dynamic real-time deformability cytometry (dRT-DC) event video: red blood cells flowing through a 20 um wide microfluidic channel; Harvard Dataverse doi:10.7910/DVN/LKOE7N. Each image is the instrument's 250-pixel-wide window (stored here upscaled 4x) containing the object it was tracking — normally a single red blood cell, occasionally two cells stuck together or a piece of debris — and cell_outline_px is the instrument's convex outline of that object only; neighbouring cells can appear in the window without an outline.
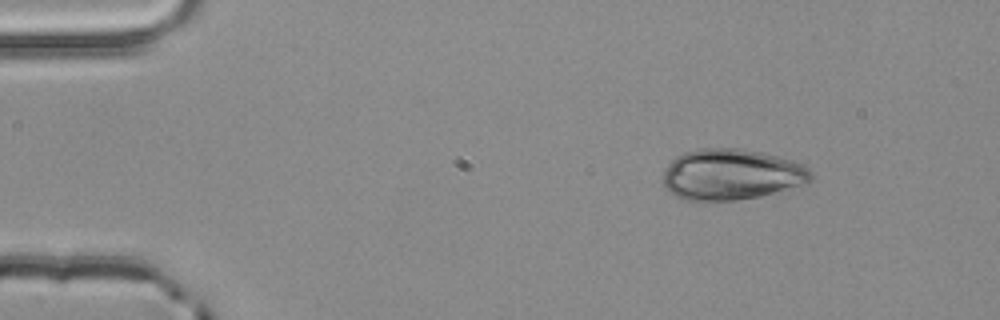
{"species": "common noctule bat (a hibernating species)", "species_latin": "Nyctalus noctula", "temperature_condition": "room temperature", "stored_images_in_passage": 3, "camera_frame_rate_fps": 3000, "um_per_image_px": 0.085, "animal": {"sex": "male", "body_mass_g": 20.4}, "frame": {"image": 1, "passage_image": 1, "time_ms": 0.0, "image_size_px": [1000, 320], "cell_outline_px": [[812, 180], [808, 184], [760, 196], [736, 200], [684, 200], [676, 196], [664, 188], [664, 168], [676, 156], [684, 152], [700, 148], [740, 148], [760, 152], [792, 160], [808, 168], [812, 172]], "centroid_in_image_um": [62.17, 14.83], "position_along_channel_um": 22.8, "area_um2": 44.04}}
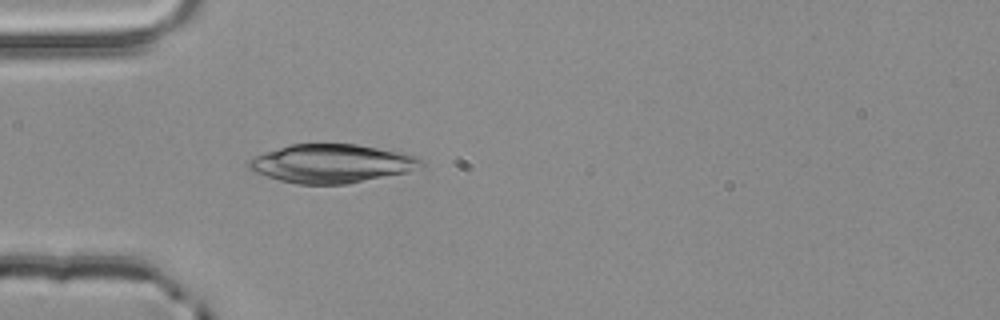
{"frame": {"image": 2, "passage_image": 3, "time_ms": 0.667, "image_size_px": [1000, 320], "cell_outline_px": [[424, 164], [408, 172], [348, 184], [296, 184], [280, 180], [256, 172], [248, 168], [248, 160], [256, 156], [292, 144], [356, 144], [404, 152], [420, 156], [424, 160]], "centroid_in_image_um": [28.28, 13.9], "position_along_channel_um": 56.7, "area_um2": 38.67}}